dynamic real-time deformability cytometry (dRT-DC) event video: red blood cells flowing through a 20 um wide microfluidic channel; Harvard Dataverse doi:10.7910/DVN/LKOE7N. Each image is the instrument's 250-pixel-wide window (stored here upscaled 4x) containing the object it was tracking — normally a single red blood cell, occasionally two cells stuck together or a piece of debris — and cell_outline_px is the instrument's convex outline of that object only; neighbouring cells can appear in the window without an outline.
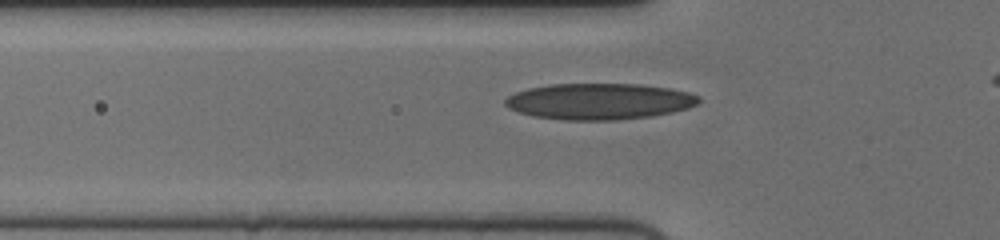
{"species": "human", "species_latin": "Homo sapiens", "temperature_condition": "cold", "stored_images_in_passage": 42, "camera_frame_rate_fps": 3000, "um_per_image_px": 0.085, "donor": {"sex": "female"}, "frame": {"image": 1, "passage_image": 12, "time_ms": 3.667, "image_size_px": [1000, 240], "cell_outline_px": [[700, 100], [696, 104], [688, 108], [672, 112], [652, 116], [616, 120], [564, 120], [532, 116], [508, 108], [504, 104], [504, 100], [508, 96], [516, 92], [528, 88], [552, 84], [640, 84], [668, 88], [688, 92], [700, 96]], "centroid_in_image_um": [50.93, 8.62], "position_along_channel_um": 74.9, "area_um2": 40.86}}
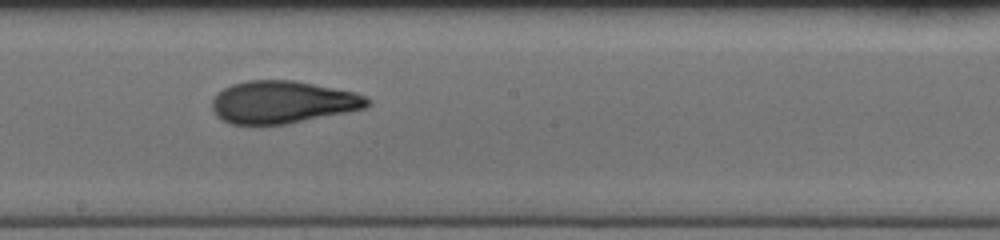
{"frame": {"image": 2, "passage_image": 24, "time_ms": 7.667, "image_size_px": [1000, 240], "cell_outline_px": [[372, 104], [364, 108], [288, 124], [232, 124], [216, 116], [212, 108], [212, 100], [216, 92], [232, 84], [244, 80], [292, 80], [356, 92], [372, 100]], "centroid_in_image_um": [24.01, 8.67], "position_along_channel_um": 224.2, "area_um2": 38.44}}
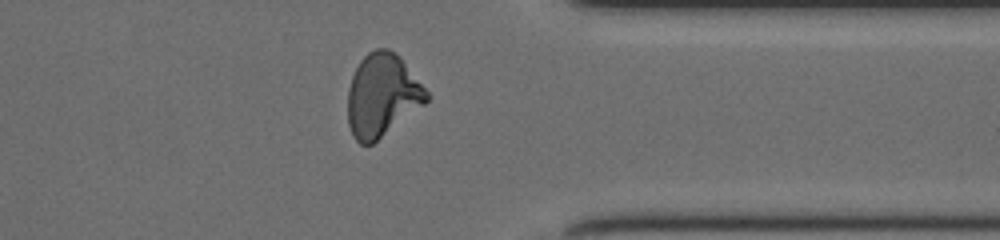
{"frame": {"image": 3, "passage_image": 37, "time_ms": 12.0, "image_size_px": [1000, 240], "cell_outline_px": [[428, 100], [424, 104], [372, 144], [360, 144], [352, 136], [348, 124], [348, 88], [352, 76], [360, 60], [368, 52], [376, 48], [388, 48], [400, 56], [428, 92]], "centroid_in_image_um": [32.46, 8.09], "position_along_channel_um": 378.9, "area_um2": 37.8}, "authors_computed_cell_mechanics": {"area_um2": 37.8879, "velocity_mm_per_s": 3.7383, "shape_relaxation_time_tau1_ms": 6.1486, "shape_relaxation_time_tau2_ms": 1.9574, "deformation_change_tau1": 0.2049, "deformation_change_tau2": 0.0881}}